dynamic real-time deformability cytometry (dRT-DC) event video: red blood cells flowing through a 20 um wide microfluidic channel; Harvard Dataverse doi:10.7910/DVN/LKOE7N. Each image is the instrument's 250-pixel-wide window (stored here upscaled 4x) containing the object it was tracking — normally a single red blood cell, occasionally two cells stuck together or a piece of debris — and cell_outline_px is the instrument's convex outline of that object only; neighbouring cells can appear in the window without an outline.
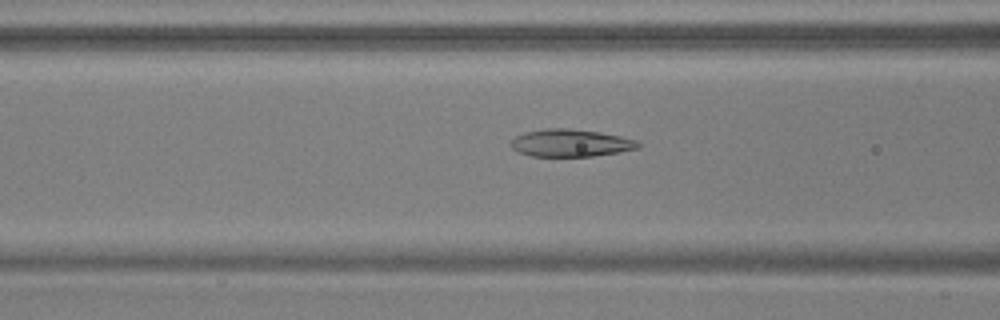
{"species": "common noctule bat (a hibernating species)", "species_latin": "Nyctalus noctula", "temperature_condition": "warm", "stored_images_in_passage": 52, "camera_frame_rate_fps": 3000, "um_per_image_px": 0.085, "animal": {"sex": "male", "body_mass_g": 17.9, "forearm_length_mm": 54.2}, "frame": {"image": 1, "passage_image": 22, "time_ms": 7.0, "image_size_px": [1000, 320], "cell_outline_px": [[640, 148], [592, 156], [532, 156], [520, 152], [512, 148], [512, 140], [516, 136], [524, 132], [544, 128], [568, 128], [600, 132], [620, 136], [636, 140], [640, 144]], "centroid_in_image_um": [48.5, 12.14], "position_along_channel_um": 118.1, "area_um2": 20.17}}
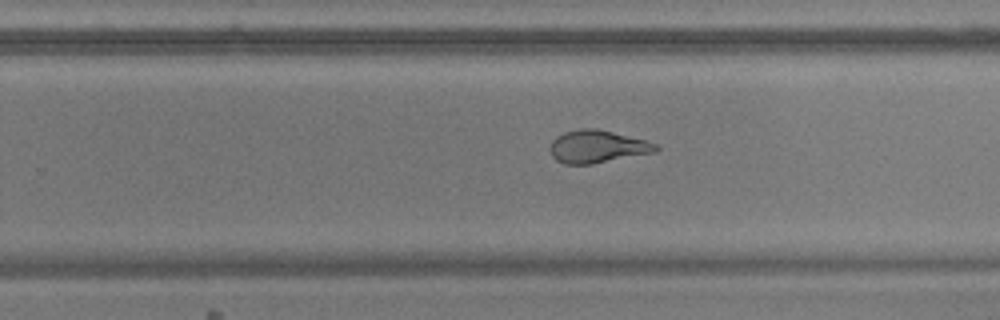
{"frame": {"image": 2, "passage_image": 35, "time_ms": 11.333, "image_size_px": [1000, 320], "cell_outline_px": [[660, 148], [656, 152], [592, 164], [564, 164], [556, 160], [552, 156], [552, 140], [556, 136], [564, 132], [580, 128], [596, 128], [644, 140], [656, 144]], "centroid_in_image_um": [50.77, 12.46], "position_along_channel_um": 279.0, "area_um2": 19.94}}
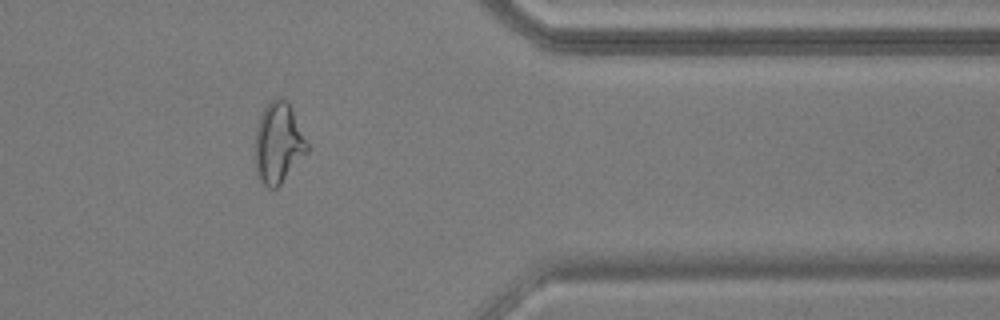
{"frame": {"image": 3, "passage_image": 45, "time_ms": 14.667, "image_size_px": [1000, 320], "cell_outline_px": [[308, 152], [280, 184], [276, 188], [268, 188], [256, 176], [256, 128], [260, 116], [264, 108], [276, 96], [280, 96], [288, 100], [292, 108], [308, 144]], "centroid_in_image_um": [23.66, 12.13], "position_along_channel_um": 387.7, "area_um2": 24.39}, "authors_computed_cell_mechanics": {"area_um2": 22.3108, "velocity_mm_per_s": 3.716, "shape_relaxation_time_tau1_ms": 9.6425, "shape_relaxation_time_tau2_ms": 1.6056, "deformation_change_tau1": 0.2683, "deformation_change_tau2": 0.0794}}